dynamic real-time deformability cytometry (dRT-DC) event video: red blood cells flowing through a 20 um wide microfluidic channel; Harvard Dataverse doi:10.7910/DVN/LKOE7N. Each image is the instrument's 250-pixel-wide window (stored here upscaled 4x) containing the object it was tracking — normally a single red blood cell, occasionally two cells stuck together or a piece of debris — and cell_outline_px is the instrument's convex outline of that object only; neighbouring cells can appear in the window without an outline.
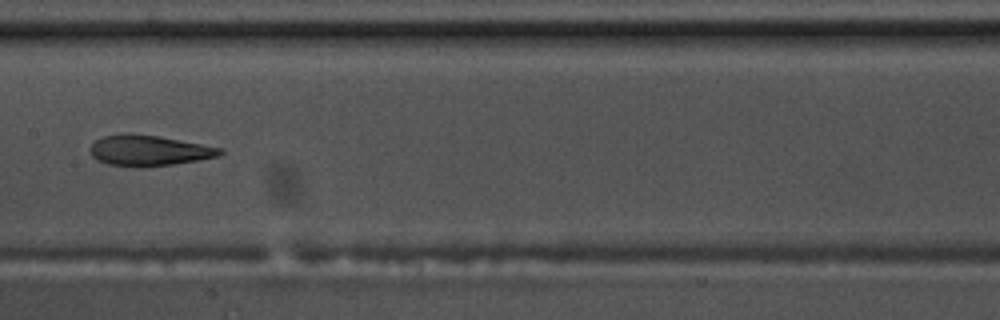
{"species": "common noctule bat (a hibernating species)", "species_latin": "Nyctalus noctula", "temperature_condition": "warm", "stored_images_in_passage": 10, "camera_frame_rate_fps": 3000, "um_per_image_px": 0.085, "animal": {"sex": "male", "body_mass_g": 17.5, "forearm_length_mm": 52.3}, "frame": {"image": 1, "passage_image": 9, "time_ms": 2.667, "image_size_px": [1000, 320], "cell_outline_px": [[224, 152], [216, 156], [200, 160], [172, 164], [136, 168], [132, 168], [108, 164], [92, 156], [88, 148], [96, 140], [104, 136], [120, 132], [132, 132], [160, 136], [224, 148]], "centroid_in_image_um": [12.63, 12.78], "position_along_channel_um": 194.8, "area_um2": 23.64}}
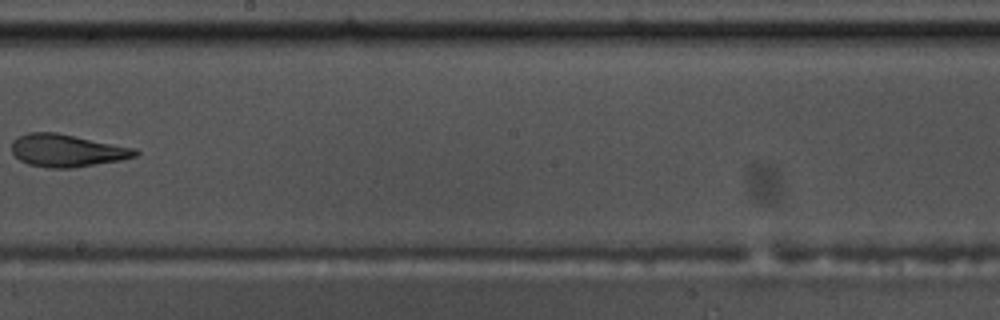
{"frame": {"image": 2, "passage_image": 10, "time_ms": 3.0, "image_size_px": [1000, 320], "cell_outline_px": [[140, 152], [136, 156], [120, 160], [72, 168], [48, 168], [28, 164], [20, 160], [12, 152], [12, 140], [28, 132], [56, 132], [136, 148]], "centroid_in_image_um": [5.69, 12.79], "position_along_channel_um": 242.5, "area_um2": 23.41}}